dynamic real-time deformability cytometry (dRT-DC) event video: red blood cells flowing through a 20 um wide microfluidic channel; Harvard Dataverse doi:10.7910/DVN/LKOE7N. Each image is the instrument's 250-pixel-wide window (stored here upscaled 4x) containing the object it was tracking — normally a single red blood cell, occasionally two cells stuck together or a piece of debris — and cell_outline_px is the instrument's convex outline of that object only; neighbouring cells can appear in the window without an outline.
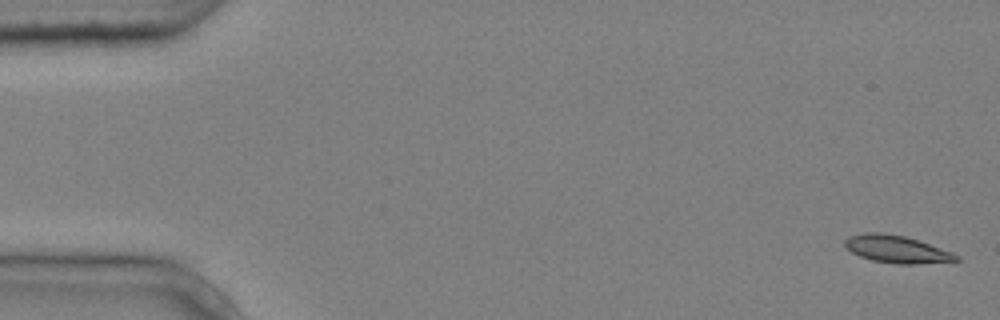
{"species": "common noctule bat (a hibernating species)", "species_latin": "Nyctalus noctula", "temperature_condition": "cold", "stored_images_in_passage": 8, "camera_frame_rate_fps": 3000, "um_per_image_px": 0.085, "animal": {"sex": "male", "body_mass_g": 20.4}, "frame": {"image": 1, "passage_image": 1, "time_ms": 0.0, "image_size_px": [1000, 320], "cell_outline_px": [[960, 260], [916, 264], [896, 264], [872, 260], [860, 256], [852, 252], [844, 244], [844, 240], [848, 236], [864, 232], [880, 232], [904, 236], [952, 252], [960, 256]], "centroid_in_image_um": [76.19, 21.18], "position_along_channel_um": 8.8, "area_um2": 17.63}}
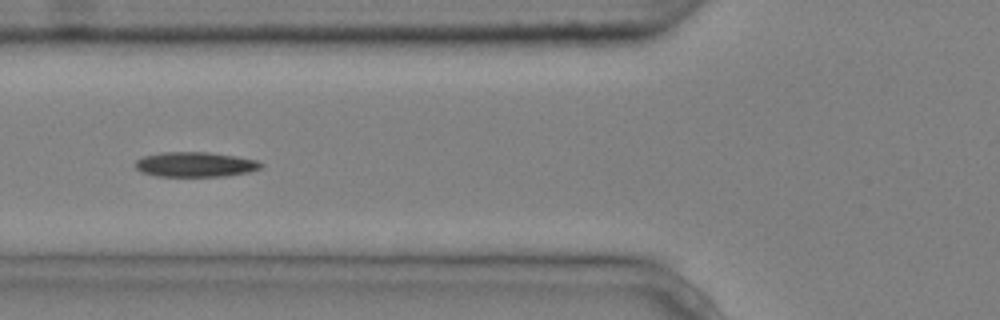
{"frame": {"image": 2, "passage_image": 6, "time_ms": 1.667, "image_size_px": [1000, 320], "cell_outline_px": [[264, 168], [248, 172], [224, 176], [156, 176], [144, 172], [136, 168], [136, 160], [144, 156], [164, 152], [208, 152], [236, 156], [256, 160], [264, 164]], "centroid_in_image_um": [16.65, 13.97], "position_along_channel_um": 109.1, "area_um2": 18.15}}
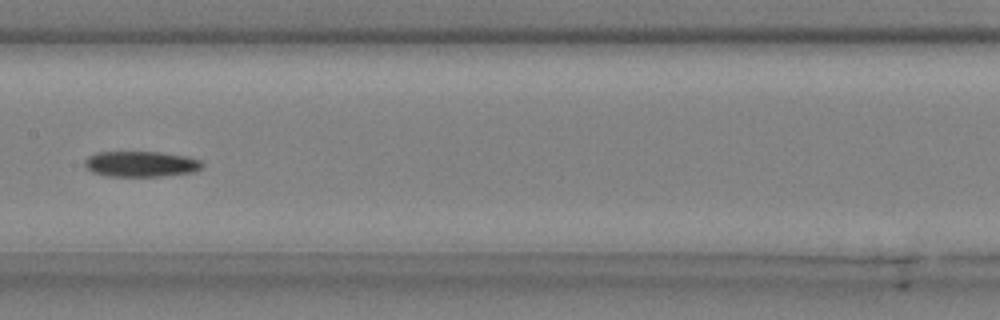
{"frame": {"image": 3, "passage_image": 8, "time_ms": 2.333, "image_size_px": [1000, 320], "cell_outline_px": [[204, 164], [196, 172], [160, 176], [104, 176], [92, 172], [84, 164], [84, 160], [88, 156], [96, 152], [160, 152], [188, 156], [200, 160]], "centroid_in_image_um": [11.98, 13.94], "position_along_channel_um": 195.4, "area_um2": 17.69}}